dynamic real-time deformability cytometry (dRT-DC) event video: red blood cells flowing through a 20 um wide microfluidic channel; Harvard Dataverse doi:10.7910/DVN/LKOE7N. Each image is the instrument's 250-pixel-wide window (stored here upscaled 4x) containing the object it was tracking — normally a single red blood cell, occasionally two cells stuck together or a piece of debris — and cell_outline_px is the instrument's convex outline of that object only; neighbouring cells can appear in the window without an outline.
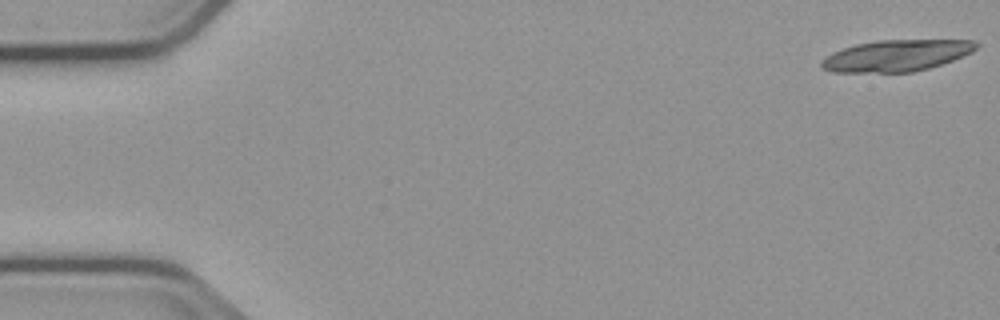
{"species": "common noctule bat (a hibernating species)", "species_latin": "Nyctalus noctula", "temperature_condition": "cold", "stored_images_in_passage": 19, "camera_frame_rate_fps": 3000, "um_per_image_px": 0.085, "animal": {"sex": "male", "body_mass_g": 23.1, "forearm_length_mm": 52.7}, "frame": {"image": 1, "passage_image": 1, "time_ms": 0.0, "image_size_px": [1000, 320], "cell_outline_px": [[980, 44], [972, 52], [952, 60], [928, 68], [912, 72], [832, 72], [820, 68], [820, 60], [832, 52], [856, 44], [876, 40], [972, 40]], "centroid_in_image_um": [76.15, 4.72], "position_along_channel_um": 8.8, "area_um2": 28.32}}